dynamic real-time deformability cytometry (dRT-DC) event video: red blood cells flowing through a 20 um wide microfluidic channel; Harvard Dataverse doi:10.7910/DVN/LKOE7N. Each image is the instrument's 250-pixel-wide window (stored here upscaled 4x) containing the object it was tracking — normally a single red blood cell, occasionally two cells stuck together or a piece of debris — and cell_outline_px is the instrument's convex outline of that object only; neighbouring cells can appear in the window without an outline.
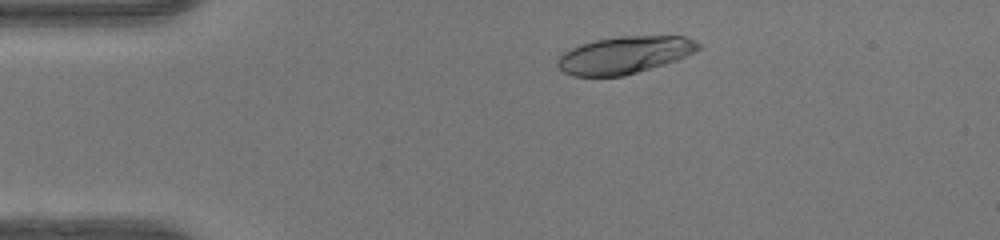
{"species": "human", "species_latin": "Homo sapiens", "temperature_condition": "warm", "stored_images_in_passage": 40, "camera_frame_rate_fps": 3000, "um_per_image_px": 0.085, "donor": {"sex": "female"}, "frame": {"image": 1, "passage_image": 1, "time_ms": 0.0, "image_size_px": [1000, 240], "cell_outline_px": [[700, 48], [696, 52], [676, 60], [664, 64], [624, 76], [572, 76], [564, 72], [556, 64], [556, 60], [564, 52], [580, 44], [596, 40], [620, 36], [684, 36], [696, 40], [700, 44]], "centroid_in_image_um": [53.09, 4.67], "position_along_channel_um": 31.9, "area_um2": 30.52}}
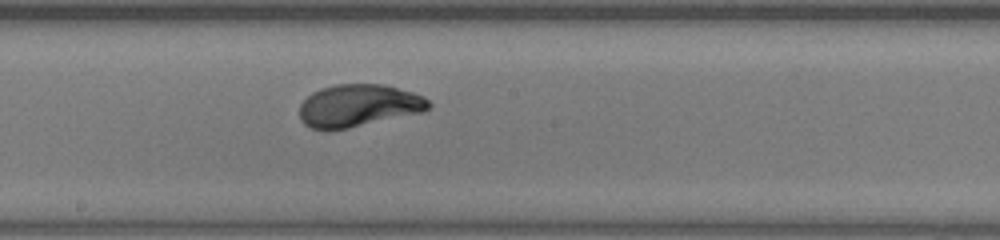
{"frame": {"image": 2, "passage_image": 18, "time_ms": 5.667, "image_size_px": [1000, 240], "cell_outline_px": [[432, 104], [424, 112], [348, 128], [328, 132], [324, 132], [312, 128], [304, 124], [300, 120], [300, 104], [312, 92], [320, 88], [336, 84], [384, 84], [412, 92], [424, 96]], "centroid_in_image_um": [30.45, 8.99], "position_along_channel_um": 217.8, "area_um2": 32.31}}
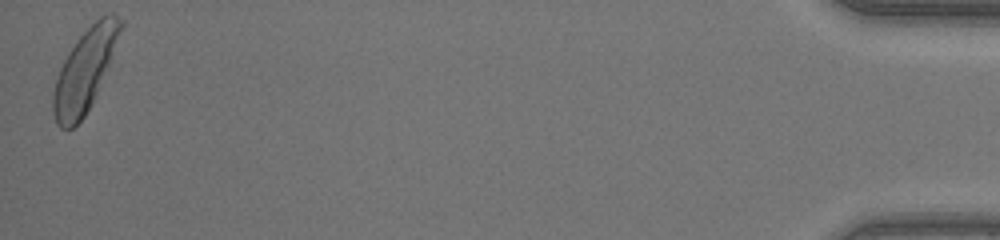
{"frame": {"image": 3, "passage_image": 40, "time_ms": 13.0, "image_size_px": [1000, 240], "cell_outline_px": [[124, 24], [92, 104], [84, 116], [72, 128], [60, 128], [56, 124], [52, 112], [52, 96], [56, 80], [60, 68], [68, 52], [80, 36], [100, 16], [108, 12], [112, 12], [124, 20]], "centroid_in_image_um": [7.2, 5.97], "position_along_channel_um": 428.0, "area_um2": 31.62}, "authors_computed_cell_mechanics": {"area_um2": 31.4432, "velocity_mm_per_s": 4.2145, "shape_relaxation_time_tau1_ms": 2.5215, "shape_relaxation_time_tau2_ms": null, "deformation_change_tau1": 0.1656, "deformation_change_tau2": null}}